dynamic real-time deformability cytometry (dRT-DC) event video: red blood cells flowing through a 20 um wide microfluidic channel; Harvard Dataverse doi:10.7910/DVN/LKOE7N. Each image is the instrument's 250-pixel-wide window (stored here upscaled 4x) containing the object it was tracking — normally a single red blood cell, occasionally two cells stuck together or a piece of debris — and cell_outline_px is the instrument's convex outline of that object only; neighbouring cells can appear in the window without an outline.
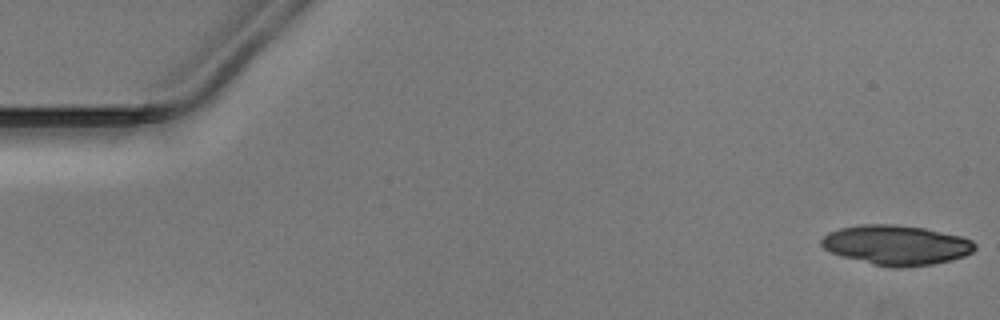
{"species": "Egyptian fruit bat (a non-hibernating species)", "species_latin": "Rousettus aegyptiacus", "temperature_condition": "warm", "stored_images_in_passage": 49, "camera_frame_rate_fps": 3000, "um_per_image_px": 0.085, "animal": {"sex": "male"}, "frame": {"image": 1, "passage_image": 1, "time_ms": 0.0, "image_size_px": [1000, 320], "cell_outline_px": [[976, 248], [972, 252], [964, 256], [952, 260], [932, 264], [900, 268], [892, 268], [872, 264], [840, 256], [824, 248], [820, 244], [820, 240], [828, 232], [840, 228], [860, 224], [896, 224], [924, 228], [960, 236], [972, 240], [976, 244]], "centroid_in_image_um": [76.17, 20.83], "position_along_channel_um": 8.8, "area_um2": 35.72}}
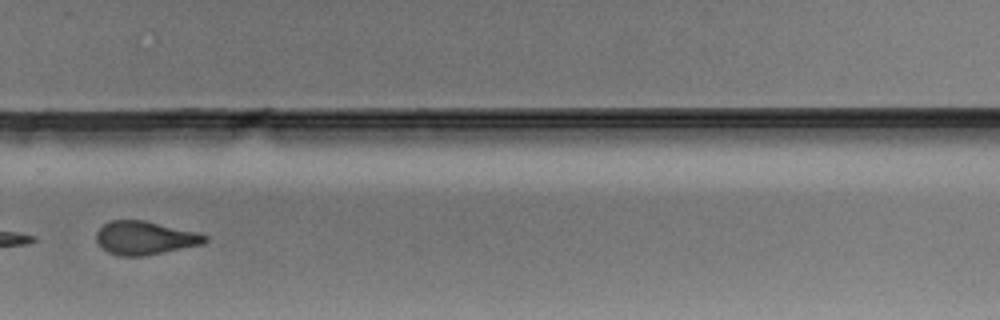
{"frame": {"image": 2, "passage_image": 35, "time_ms": 11.333, "image_size_px": [1000, 320], "cell_outline_px": [[208, 240], [204, 244], [144, 256], [120, 256], [108, 252], [96, 240], [96, 232], [104, 224], [112, 220], [144, 220], [196, 232], [208, 236]], "centroid_in_image_um": [12.33, 20.22], "position_along_channel_um": 317.5, "area_um2": 21.04}}
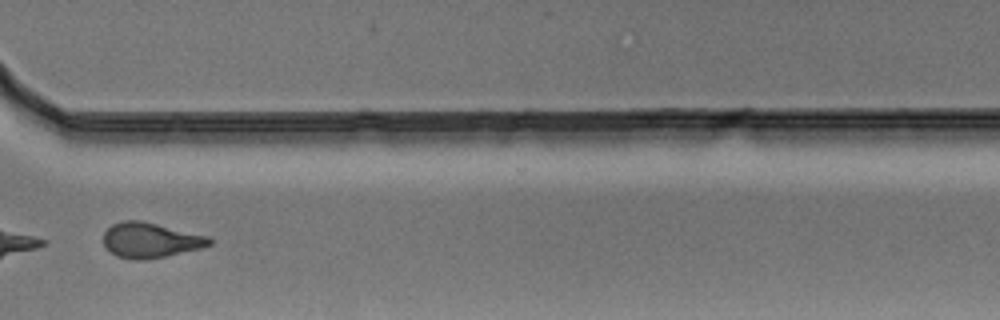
{"frame": {"image": 3, "passage_image": 38, "time_ms": 12.333, "image_size_px": [1000, 320], "cell_outline_px": [[212, 244], [200, 248], [164, 256], [144, 260], [132, 260], [116, 256], [104, 244], [104, 232], [112, 224], [124, 220], [140, 220], [208, 236], [212, 240]], "centroid_in_image_um": [12.77, 20.41], "position_along_channel_um": 357.8, "area_um2": 21.44}}